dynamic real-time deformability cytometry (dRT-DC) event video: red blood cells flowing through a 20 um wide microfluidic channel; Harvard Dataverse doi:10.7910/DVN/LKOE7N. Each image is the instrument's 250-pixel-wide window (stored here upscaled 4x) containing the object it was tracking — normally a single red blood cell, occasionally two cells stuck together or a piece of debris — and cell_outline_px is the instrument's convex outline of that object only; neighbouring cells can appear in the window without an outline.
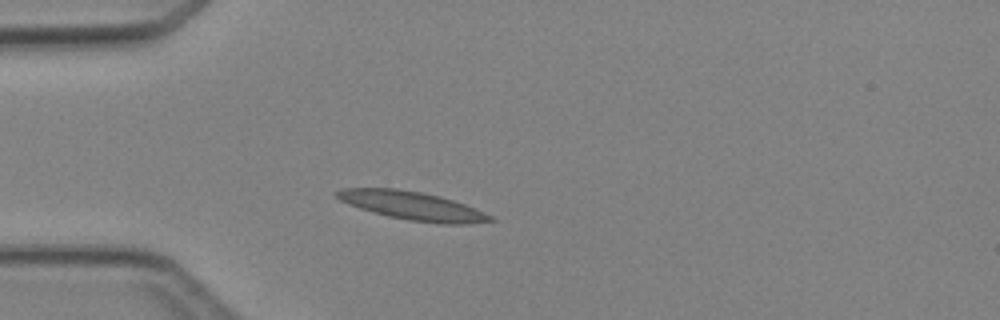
{"species": "Egyptian fruit bat (a non-hibernating species)", "species_latin": "Rousettus aegyptiacus", "temperature_condition": "cold", "stored_images_in_passage": 1, "camera_frame_rate_fps": 3000, "um_per_image_px": 0.085, "animal": {"sex": "female"}, "frame": {"image": 1, "passage_image": 1, "time_ms": 0.0, "image_size_px": [1000, 320], "cell_outline_px": [[496, 220], [468, 224], [440, 224], [408, 220], [388, 216], [372, 212], [348, 204], [340, 200], [336, 196], [336, 192], [340, 188], [396, 188], [420, 192], [440, 196], [464, 204], [492, 216]], "centroid_in_image_um": [35.03, 17.49], "position_along_channel_um": 50.0, "area_um2": 25.26}}